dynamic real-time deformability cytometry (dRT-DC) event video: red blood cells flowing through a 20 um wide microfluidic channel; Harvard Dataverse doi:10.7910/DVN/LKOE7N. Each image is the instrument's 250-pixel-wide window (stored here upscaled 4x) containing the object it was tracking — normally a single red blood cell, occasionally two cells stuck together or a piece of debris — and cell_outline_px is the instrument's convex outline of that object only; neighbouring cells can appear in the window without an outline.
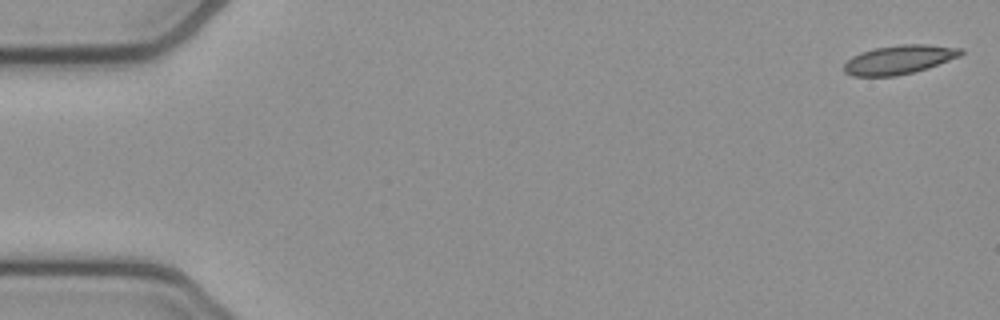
{"species": "common noctule bat (a hibernating species)", "species_latin": "Nyctalus noctula", "temperature_condition": "cold", "stored_images_in_passage": 53, "camera_frame_rate_fps": 3000, "um_per_image_px": 0.085, "animal": {"sex": "female", "body_mass_g": 21.9}, "frame": {"image": 1, "passage_image": 1, "time_ms": 0.0, "image_size_px": [1000, 320], "cell_outline_px": [[964, 52], [960, 56], [928, 68], [896, 76], [852, 76], [844, 72], [844, 64], [852, 56], [860, 52], [876, 48], [904, 44], [928, 44], [964, 48]], "centroid_in_image_um": [76.45, 5.06], "position_along_channel_um": 8.6, "area_um2": 19.71}}
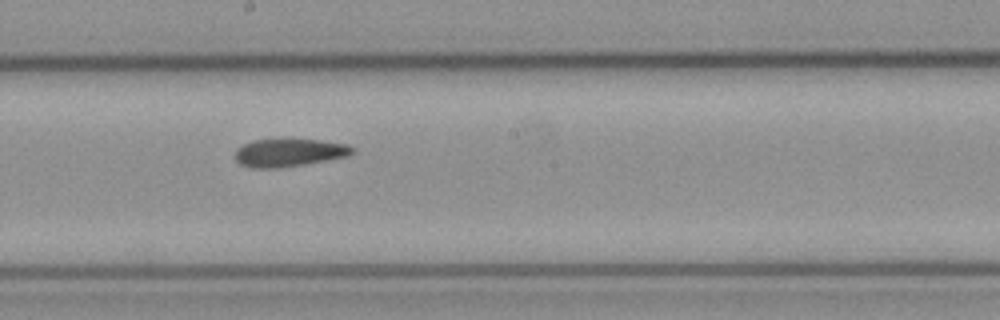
{"frame": {"image": 2, "passage_image": 29, "time_ms": 9.333, "image_size_px": [1000, 320], "cell_outline_px": [[356, 152], [348, 156], [304, 164], [280, 168], [248, 168], [240, 164], [236, 160], [236, 148], [252, 140], [320, 140], [348, 144], [356, 148]], "centroid_in_image_um": [24.6, 12.98], "position_along_channel_um": 223.6, "area_um2": 19.07}}
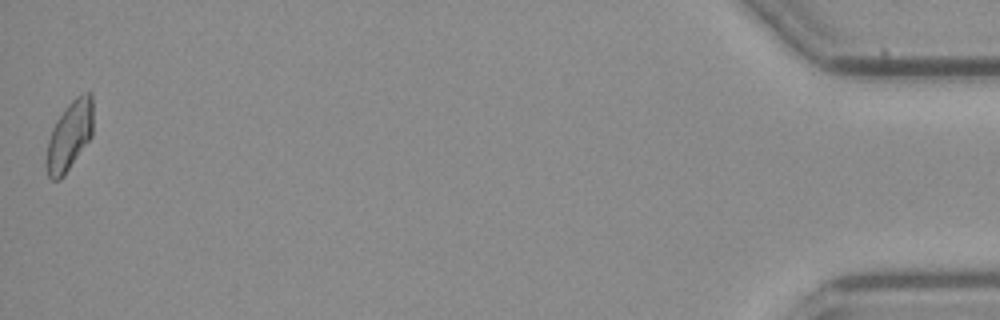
{"frame": {"image": 3, "passage_image": 53, "time_ms": 17.333, "image_size_px": [1000, 320], "cell_outline_px": [[92, 136], [64, 176], [60, 180], [52, 180], [48, 176], [44, 164], [48, 140], [52, 128], [56, 120], [68, 104], [76, 96], [84, 92], [92, 92]], "centroid_in_image_um": [5.88, 11.56], "position_along_channel_um": 429.3, "area_um2": 19.07}, "authors_computed_cell_mechanics": {"area_um2": 19.363, "velocity_mm_per_s": 3.8304, "shape_relaxation_time_tau1_ms": null, "shape_relaxation_time_tau2_ms": 1.6251, "deformation_change_tau1": null, "deformation_change_tau2": 0.0647}}